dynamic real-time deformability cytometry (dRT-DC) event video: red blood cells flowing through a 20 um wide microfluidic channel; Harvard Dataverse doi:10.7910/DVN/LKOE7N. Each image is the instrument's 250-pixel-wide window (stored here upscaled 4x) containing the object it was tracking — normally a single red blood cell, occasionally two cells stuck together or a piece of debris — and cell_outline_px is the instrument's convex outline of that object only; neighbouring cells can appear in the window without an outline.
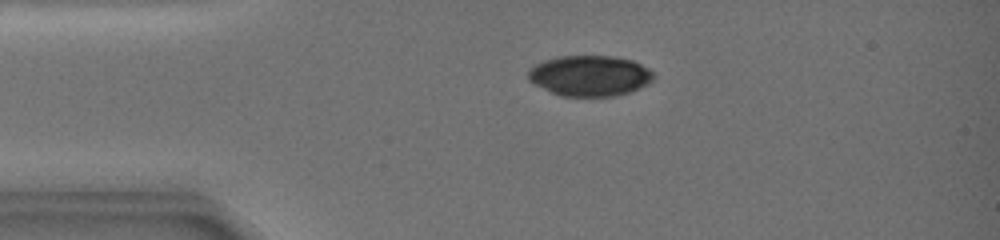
{"species": "common noctule bat (a hibernating species)", "species_latin": "Nyctalus noctula", "temperature_condition": "warm", "stored_images_in_passage": 4, "camera_frame_rate_fps": 3000, "um_per_image_px": 0.085, "animal": {"sex": "female", "body_mass_g": 19.0, "forearm_length_mm": 51.5}, "frame": {"image": 1, "passage_image": 1, "time_ms": 0.0, "image_size_px": [1000, 240], "cell_outline_px": [[652, 76], [644, 84], [636, 88], [624, 92], [604, 96], [568, 96], [556, 92], [536, 84], [528, 76], [528, 72], [536, 64], [544, 60], [556, 56], [612, 56], [632, 60], [648, 68], [652, 72]], "centroid_in_image_um": [50.1, 6.39], "position_along_channel_um": 34.9, "area_um2": 28.44}}